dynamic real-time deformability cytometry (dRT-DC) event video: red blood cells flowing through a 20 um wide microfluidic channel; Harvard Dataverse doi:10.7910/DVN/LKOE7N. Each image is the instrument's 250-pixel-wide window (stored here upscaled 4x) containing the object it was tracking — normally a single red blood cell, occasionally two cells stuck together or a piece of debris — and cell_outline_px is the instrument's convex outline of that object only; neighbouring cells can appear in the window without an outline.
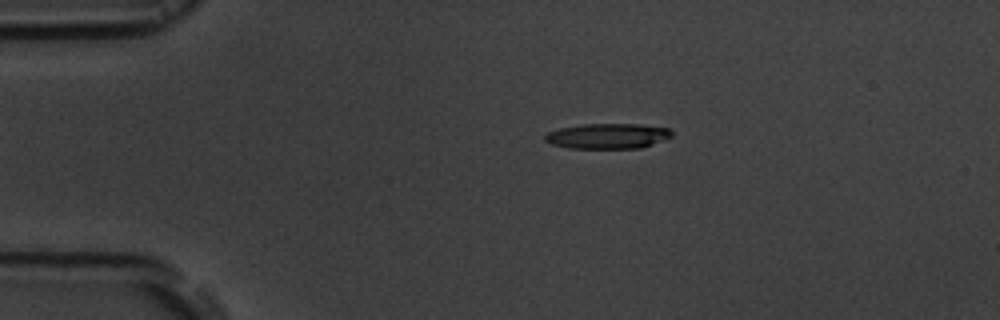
{"species": "common noctule bat (a hibernating species)", "species_latin": "Nyctalus noctula", "temperature_condition": "room temperature", "stored_images_in_passage": 56, "camera_frame_rate_fps": 3000, "um_per_image_px": 0.085, "animal": {"sex": "male", "body_mass_g": 19.5, "forearm_length_mm": 54.6}, "frame": {"image": 1, "passage_image": 11, "time_ms": 3.333, "image_size_px": [1000, 320], "cell_outline_px": [[672, 136], [652, 144], [640, 148], [568, 148], [552, 144], [544, 140], [544, 136], [548, 132], [560, 128], [584, 124], [640, 124], [668, 128], [672, 132]], "centroid_in_image_um": [51.64, 11.56], "position_along_channel_um": 33.4, "area_um2": 18.55}}
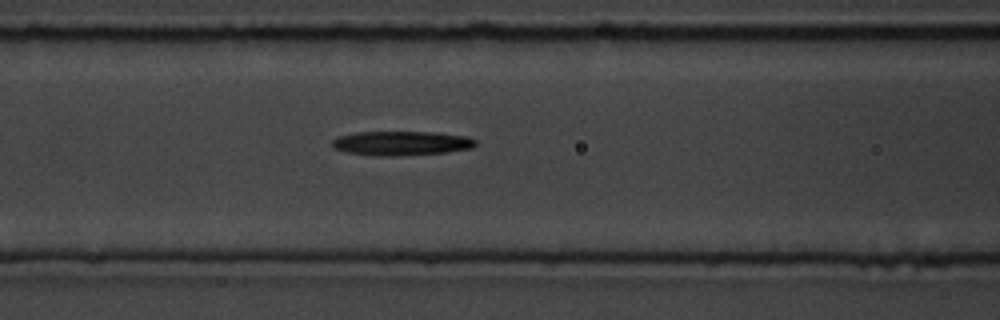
{"frame": {"image": 2, "passage_image": 23, "time_ms": 7.333, "image_size_px": [1000, 320], "cell_outline_px": [[476, 144], [472, 148], [444, 152], [380, 156], [376, 156], [348, 152], [336, 148], [332, 144], [332, 140], [336, 136], [356, 132], [432, 132], [468, 136], [476, 140]], "centroid_in_image_um": [34.11, 12.15], "position_along_channel_um": 132.5, "area_um2": 20.0}}
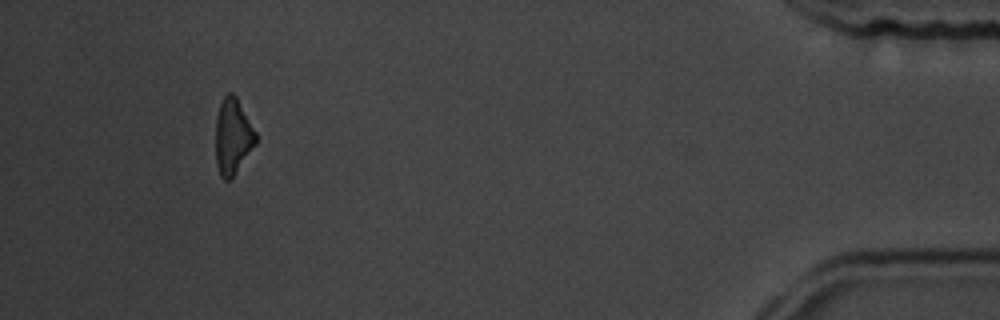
{"frame": {"image": 3, "passage_image": 52, "time_ms": 17.0, "image_size_px": [1000, 320], "cell_outline_px": [[256, 144], [232, 176], [228, 180], [224, 180], [220, 176], [216, 164], [216, 116], [220, 104], [224, 96], [228, 92], [232, 92], [236, 96], [256, 132]], "centroid_in_image_um": [19.77, 11.57], "position_along_channel_um": 415.4, "area_um2": 17.51}, "authors_computed_cell_mechanics": {"area_um2": 19.1896, "velocity_mm_per_s": 3.6261, "shape_relaxation_time_tau1_ms": 3.5923, "shape_relaxation_time_tau2_ms": null, "deformation_change_tau1": 0.1596, "deformation_change_tau2": null}}